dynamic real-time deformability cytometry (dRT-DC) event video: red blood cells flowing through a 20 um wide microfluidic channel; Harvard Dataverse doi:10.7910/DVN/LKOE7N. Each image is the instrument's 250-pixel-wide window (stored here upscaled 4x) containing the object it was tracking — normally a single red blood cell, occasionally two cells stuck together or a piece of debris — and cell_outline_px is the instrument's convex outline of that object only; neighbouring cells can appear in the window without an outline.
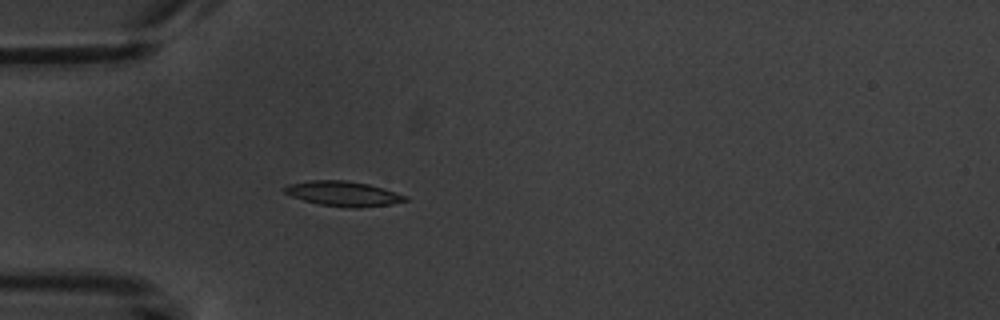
{"species": "common noctule bat (a hibernating species)", "species_latin": "Nyctalus noctula", "temperature_condition": "warm", "stored_images_in_passage": 4, "camera_frame_rate_fps": 3000, "um_per_image_px": 0.085, "animal": {"sex": "male", "body_mass_g": 20.1, "forearm_length_mm": 53.5}, "frame": {"image": 1, "passage_image": 4, "time_ms": 3.667, "image_size_px": [1000, 320], "cell_outline_px": [[408, 200], [392, 204], [356, 208], [348, 208], [320, 204], [304, 200], [292, 196], [284, 192], [284, 188], [288, 184], [312, 180], [344, 180], [368, 184], [396, 192], [408, 196]], "centroid_in_image_um": [29.2, 16.46], "position_along_channel_um": 55.8, "area_um2": 17.4}}